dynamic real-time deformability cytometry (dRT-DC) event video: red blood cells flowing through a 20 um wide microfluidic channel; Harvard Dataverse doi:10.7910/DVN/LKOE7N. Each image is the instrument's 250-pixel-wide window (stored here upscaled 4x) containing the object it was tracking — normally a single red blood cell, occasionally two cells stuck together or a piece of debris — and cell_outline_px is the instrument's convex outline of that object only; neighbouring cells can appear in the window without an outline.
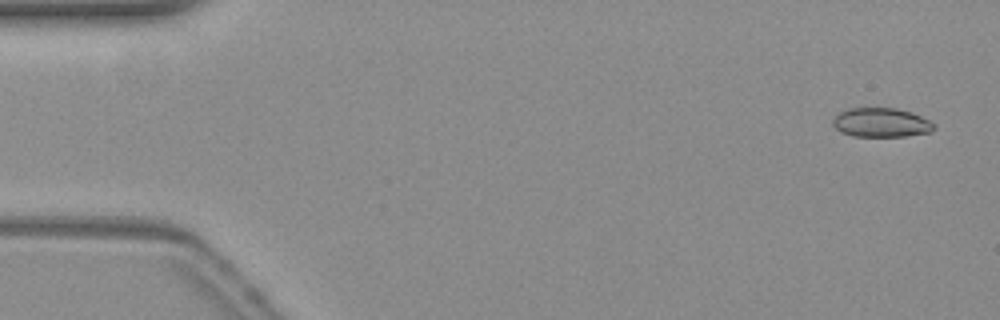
{"species": "common noctule bat (a hibernating species)", "species_latin": "Nyctalus noctula", "temperature_condition": "warm", "stored_images_in_passage": 6, "camera_frame_rate_fps": 3000, "um_per_image_px": 0.085, "animal": {"sex": "female", "body_mass_g": 19.3, "forearm_length_mm": 54.1}, "frame": {"image": 1, "passage_image": 3, "time_ms": 0.667, "image_size_px": [1000, 320], "cell_outline_px": [[936, 128], [928, 132], [904, 136], [852, 136], [840, 132], [832, 124], [832, 120], [840, 112], [848, 108], [896, 108], [912, 112], [928, 120]], "centroid_in_image_um": [74.86, 10.41], "position_along_channel_um": 10.1, "area_um2": 17.05}}